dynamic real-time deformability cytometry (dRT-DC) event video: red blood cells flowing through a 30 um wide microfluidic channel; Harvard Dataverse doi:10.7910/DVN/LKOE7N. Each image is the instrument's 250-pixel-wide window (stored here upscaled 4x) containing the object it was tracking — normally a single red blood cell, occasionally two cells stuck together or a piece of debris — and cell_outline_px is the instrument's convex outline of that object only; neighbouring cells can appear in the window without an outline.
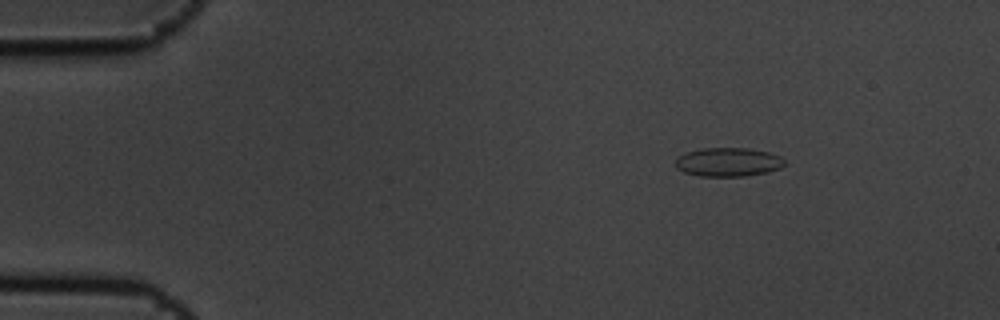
{"species": "common noctule bat (a hibernating species)", "species_latin": "Nyctalus noctula", "temperature_condition": "cold", "stored_images_in_passage": 5, "camera_frame_rate_fps": 3000, "um_per_image_px": 0.085, "animal": {"sex": "male", "body_mass_g": 19.5, "forearm_length_mm": 54.6}, "frame": {"image": 1, "passage_image": 1, "time_ms": 0.0, "image_size_px": [1000, 320], "cell_outline_px": [[784, 164], [780, 168], [768, 172], [744, 176], [700, 176], [684, 172], [676, 168], [676, 156], [688, 152], [704, 148], [748, 148], [768, 152], [780, 156], [784, 160]], "centroid_in_image_um": [61.89, 13.78], "position_along_channel_um": 23.1, "area_um2": 18.26}}
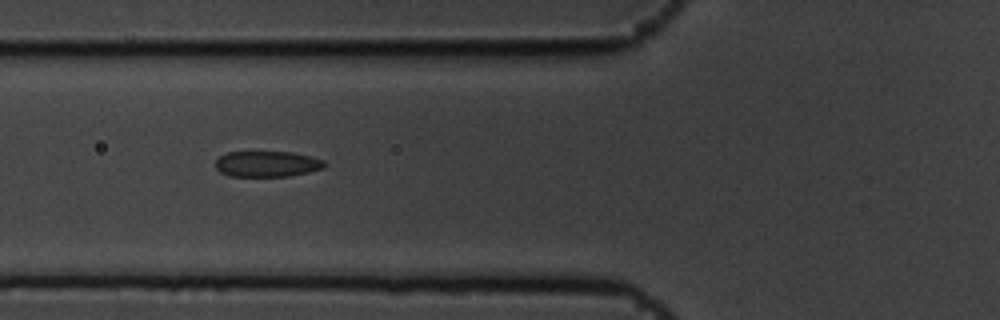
{"frame": {"image": 2, "passage_image": 4, "time_ms": 1.0, "image_size_px": [1000, 320], "cell_outline_px": [[328, 164], [324, 168], [308, 172], [288, 176], [228, 176], [220, 172], [216, 168], [216, 160], [220, 156], [228, 152], [292, 152], [312, 156], [324, 160]], "centroid_in_image_um": [22.74, 13.93], "position_along_channel_um": 103.1, "area_um2": 16.47}}
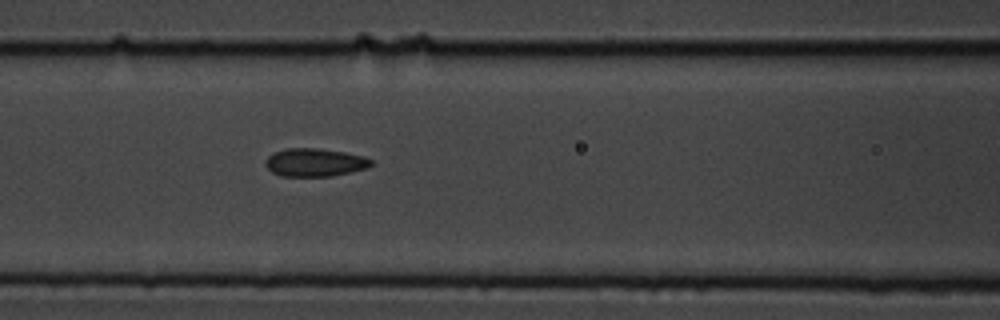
{"frame": {"image": 3, "passage_image": 5, "time_ms": 1.333, "image_size_px": [1000, 320], "cell_outline_px": [[372, 164], [368, 168], [332, 176], [280, 176], [272, 172], [264, 164], [264, 160], [272, 152], [284, 148], [320, 148], [344, 152], [364, 156], [372, 160]], "centroid_in_image_um": [26.72, 13.8], "position_along_channel_um": 139.9, "area_um2": 17.51}}